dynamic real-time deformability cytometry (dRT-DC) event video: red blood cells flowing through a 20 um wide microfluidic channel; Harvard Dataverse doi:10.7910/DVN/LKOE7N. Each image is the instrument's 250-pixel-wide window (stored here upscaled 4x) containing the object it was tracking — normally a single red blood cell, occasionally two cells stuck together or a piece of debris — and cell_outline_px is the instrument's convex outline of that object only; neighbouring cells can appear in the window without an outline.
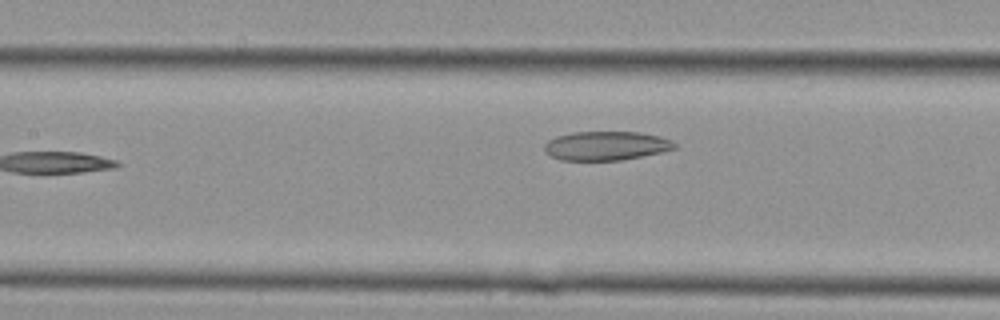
{"species": "Egyptian fruit bat (a non-hibernating species)", "species_latin": "Rousettus aegyptiacus", "temperature_condition": "cold", "stored_images_in_passage": 10, "camera_frame_rate_fps": 3000, "um_per_image_px": 0.085, "animal": {"sex": "female"}, "frame": {"image": 1, "passage_image": 10, "time_ms": 3.0, "image_size_px": [1000, 320], "cell_outline_px": [[676, 148], [660, 152], [620, 160], [560, 160], [544, 152], [544, 144], [548, 140], [556, 136], [572, 132], [640, 132], [660, 136], [672, 140], [676, 144]], "centroid_in_image_um": [51.49, 12.38], "position_along_channel_um": 155.9, "area_um2": 21.96}}